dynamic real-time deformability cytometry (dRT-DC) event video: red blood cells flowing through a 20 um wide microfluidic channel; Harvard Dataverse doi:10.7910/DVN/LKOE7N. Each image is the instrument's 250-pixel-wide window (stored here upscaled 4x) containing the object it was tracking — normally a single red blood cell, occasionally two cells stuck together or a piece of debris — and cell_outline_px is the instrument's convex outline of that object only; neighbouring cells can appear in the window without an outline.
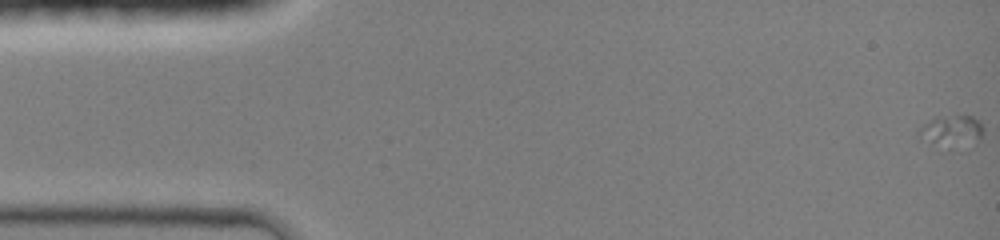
{"species": "common noctule bat (a hibernating species)", "species_latin": "Nyctalus noctula", "temperature_condition": "room temperature", "stored_images_in_passage": 45, "camera_frame_rate_fps": 3000, "um_per_image_px": 0.085, "animal": {"sex": "female", "body_mass_g": 19.0, "forearm_length_mm": 51.5}, "frame": {"image": 1, "passage_image": 1, "time_ms": 0.0, "image_size_px": [1000, 240], "cell_outline_px": [[984, 132], [980, 140], [976, 144], [940, 144], [916, 140], [916, 132], [924, 124], [936, 116], [972, 116], [984, 128]], "centroid_in_image_um": [80.85, 11.1], "position_along_channel_um": 4.2, "area_um2": 11.56}}
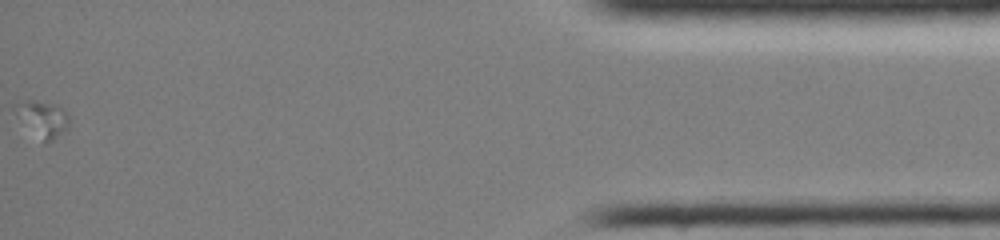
{"frame": {"image": 2, "passage_image": 45, "time_ms": 15.333, "image_size_px": [1000, 240], "cell_outline_px": [[68, 132], [52, 140], [44, 140], [12, 108], [16, 104], [28, 100], [36, 100], [52, 104], [64, 108], [68, 116]], "centroid_in_image_um": [3.73, 10.05], "position_along_channel_um": 431.5, "area_um2": 10.58}}